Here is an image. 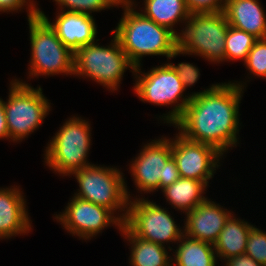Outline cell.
Wrapping results in <instances>:
<instances>
[{"instance_id":"1","label":"cell","mask_w":266,"mask_h":266,"mask_svg":"<svg viewBox=\"0 0 266 266\" xmlns=\"http://www.w3.org/2000/svg\"><path fill=\"white\" fill-rule=\"evenodd\" d=\"M237 82L216 83L192 92L184 113L173 126L185 138L212 145L223 155L237 147L239 105L246 87V82Z\"/></svg>"},{"instance_id":"2","label":"cell","mask_w":266,"mask_h":266,"mask_svg":"<svg viewBox=\"0 0 266 266\" xmlns=\"http://www.w3.org/2000/svg\"><path fill=\"white\" fill-rule=\"evenodd\" d=\"M134 1L119 3L124 11L123 16L111 33L117 37L135 67L141 66L143 56L162 55L168 59L171 52L178 47L177 35L135 10L138 4Z\"/></svg>"},{"instance_id":"3","label":"cell","mask_w":266,"mask_h":266,"mask_svg":"<svg viewBox=\"0 0 266 266\" xmlns=\"http://www.w3.org/2000/svg\"><path fill=\"white\" fill-rule=\"evenodd\" d=\"M229 23L223 11L192 13L179 32L178 47L169 59L178 55L200 56L210 63L225 61V40Z\"/></svg>"},{"instance_id":"4","label":"cell","mask_w":266,"mask_h":266,"mask_svg":"<svg viewBox=\"0 0 266 266\" xmlns=\"http://www.w3.org/2000/svg\"><path fill=\"white\" fill-rule=\"evenodd\" d=\"M91 126L80 117H71L48 142L44 160L48 168L62 176L92 165L87 160L91 144Z\"/></svg>"},{"instance_id":"5","label":"cell","mask_w":266,"mask_h":266,"mask_svg":"<svg viewBox=\"0 0 266 266\" xmlns=\"http://www.w3.org/2000/svg\"><path fill=\"white\" fill-rule=\"evenodd\" d=\"M142 66L135 67L133 75L136 78L134 91L142 102L155 105H170L171 111L161 118L164 123L175 124L185 111L191 100V95H185V88L177 72L169 63L152 67L150 71L142 72Z\"/></svg>"},{"instance_id":"6","label":"cell","mask_w":266,"mask_h":266,"mask_svg":"<svg viewBox=\"0 0 266 266\" xmlns=\"http://www.w3.org/2000/svg\"><path fill=\"white\" fill-rule=\"evenodd\" d=\"M79 184L74 196L111 210L124 223L131 195L119 168L95 164L73 172ZM118 210V212H117ZM119 211L121 214H119Z\"/></svg>"},{"instance_id":"7","label":"cell","mask_w":266,"mask_h":266,"mask_svg":"<svg viewBox=\"0 0 266 266\" xmlns=\"http://www.w3.org/2000/svg\"><path fill=\"white\" fill-rule=\"evenodd\" d=\"M129 68L134 73L135 66L130 62L115 35L111 43L105 47L96 41L74 53L73 75L91 78L111 92L117 91L124 72Z\"/></svg>"},{"instance_id":"8","label":"cell","mask_w":266,"mask_h":266,"mask_svg":"<svg viewBox=\"0 0 266 266\" xmlns=\"http://www.w3.org/2000/svg\"><path fill=\"white\" fill-rule=\"evenodd\" d=\"M31 59L29 77L73 75L74 53L58 38L55 30L38 13L28 19Z\"/></svg>"},{"instance_id":"9","label":"cell","mask_w":266,"mask_h":266,"mask_svg":"<svg viewBox=\"0 0 266 266\" xmlns=\"http://www.w3.org/2000/svg\"><path fill=\"white\" fill-rule=\"evenodd\" d=\"M4 110L10 141L21 142L44 122L51 111V103L43 95L42 88H33L21 79H12Z\"/></svg>"},{"instance_id":"10","label":"cell","mask_w":266,"mask_h":266,"mask_svg":"<svg viewBox=\"0 0 266 266\" xmlns=\"http://www.w3.org/2000/svg\"><path fill=\"white\" fill-rule=\"evenodd\" d=\"M129 165L134 184L141 193H151L172 185L180 178L172 156L171 138L166 136L144 144Z\"/></svg>"},{"instance_id":"11","label":"cell","mask_w":266,"mask_h":266,"mask_svg":"<svg viewBox=\"0 0 266 266\" xmlns=\"http://www.w3.org/2000/svg\"><path fill=\"white\" fill-rule=\"evenodd\" d=\"M135 199V200H134ZM130 199L125 222L123 223L135 236L166 247L167 243H176L184 235L180 225L166 208L156 202L143 198Z\"/></svg>"},{"instance_id":"12","label":"cell","mask_w":266,"mask_h":266,"mask_svg":"<svg viewBox=\"0 0 266 266\" xmlns=\"http://www.w3.org/2000/svg\"><path fill=\"white\" fill-rule=\"evenodd\" d=\"M54 217L68 233L85 241L113 224L119 231L123 226V222L111 210L76 196H73L62 213Z\"/></svg>"},{"instance_id":"13","label":"cell","mask_w":266,"mask_h":266,"mask_svg":"<svg viewBox=\"0 0 266 266\" xmlns=\"http://www.w3.org/2000/svg\"><path fill=\"white\" fill-rule=\"evenodd\" d=\"M171 151L180 177L202 181L207 186L223 158L212 145L189 140L179 132L171 139Z\"/></svg>"},{"instance_id":"14","label":"cell","mask_w":266,"mask_h":266,"mask_svg":"<svg viewBox=\"0 0 266 266\" xmlns=\"http://www.w3.org/2000/svg\"><path fill=\"white\" fill-rule=\"evenodd\" d=\"M39 14L55 30L62 43L75 53L81 47L99 41L96 21L91 15L59 10L53 22L39 8Z\"/></svg>"},{"instance_id":"15","label":"cell","mask_w":266,"mask_h":266,"mask_svg":"<svg viewBox=\"0 0 266 266\" xmlns=\"http://www.w3.org/2000/svg\"><path fill=\"white\" fill-rule=\"evenodd\" d=\"M232 213L207 198L192 211L185 213L184 235L214 244Z\"/></svg>"},{"instance_id":"16","label":"cell","mask_w":266,"mask_h":266,"mask_svg":"<svg viewBox=\"0 0 266 266\" xmlns=\"http://www.w3.org/2000/svg\"><path fill=\"white\" fill-rule=\"evenodd\" d=\"M12 186L0 188V239H9L16 235H25L32 229L27 212L25 196L19 188ZM22 192V193H21Z\"/></svg>"},{"instance_id":"17","label":"cell","mask_w":266,"mask_h":266,"mask_svg":"<svg viewBox=\"0 0 266 266\" xmlns=\"http://www.w3.org/2000/svg\"><path fill=\"white\" fill-rule=\"evenodd\" d=\"M259 0H225L224 14L230 26L266 38V14Z\"/></svg>"},{"instance_id":"18","label":"cell","mask_w":266,"mask_h":266,"mask_svg":"<svg viewBox=\"0 0 266 266\" xmlns=\"http://www.w3.org/2000/svg\"><path fill=\"white\" fill-rule=\"evenodd\" d=\"M253 225L236 218L234 213L227 219L217 241L213 244L217 259L222 262L241 254H245L248 234Z\"/></svg>"},{"instance_id":"19","label":"cell","mask_w":266,"mask_h":266,"mask_svg":"<svg viewBox=\"0 0 266 266\" xmlns=\"http://www.w3.org/2000/svg\"><path fill=\"white\" fill-rule=\"evenodd\" d=\"M206 189L207 185L202 181L180 177L161 191L171 207L186 213L207 199L203 195Z\"/></svg>"},{"instance_id":"20","label":"cell","mask_w":266,"mask_h":266,"mask_svg":"<svg viewBox=\"0 0 266 266\" xmlns=\"http://www.w3.org/2000/svg\"><path fill=\"white\" fill-rule=\"evenodd\" d=\"M120 232L131 246V266H172L166 247L135 236L124 224Z\"/></svg>"},{"instance_id":"21","label":"cell","mask_w":266,"mask_h":266,"mask_svg":"<svg viewBox=\"0 0 266 266\" xmlns=\"http://www.w3.org/2000/svg\"><path fill=\"white\" fill-rule=\"evenodd\" d=\"M179 243V244H178ZM171 257L172 266H216L217 256L214 245L183 235L177 242Z\"/></svg>"},{"instance_id":"22","label":"cell","mask_w":266,"mask_h":266,"mask_svg":"<svg viewBox=\"0 0 266 266\" xmlns=\"http://www.w3.org/2000/svg\"><path fill=\"white\" fill-rule=\"evenodd\" d=\"M141 13L158 25L167 27L177 36L179 32L173 28L178 22L184 23L190 17L185 0H144Z\"/></svg>"},{"instance_id":"23","label":"cell","mask_w":266,"mask_h":266,"mask_svg":"<svg viewBox=\"0 0 266 266\" xmlns=\"http://www.w3.org/2000/svg\"><path fill=\"white\" fill-rule=\"evenodd\" d=\"M257 40L254 35L229 25L225 40V61H245Z\"/></svg>"},{"instance_id":"24","label":"cell","mask_w":266,"mask_h":266,"mask_svg":"<svg viewBox=\"0 0 266 266\" xmlns=\"http://www.w3.org/2000/svg\"><path fill=\"white\" fill-rule=\"evenodd\" d=\"M58 5L59 10L78 12L82 14L92 15V12H100L102 10L113 7L119 8L120 2H131V0H53ZM65 8V9H64Z\"/></svg>"},{"instance_id":"25","label":"cell","mask_w":266,"mask_h":266,"mask_svg":"<svg viewBox=\"0 0 266 266\" xmlns=\"http://www.w3.org/2000/svg\"><path fill=\"white\" fill-rule=\"evenodd\" d=\"M249 75L266 79V38L258 39L243 62Z\"/></svg>"},{"instance_id":"26","label":"cell","mask_w":266,"mask_h":266,"mask_svg":"<svg viewBox=\"0 0 266 266\" xmlns=\"http://www.w3.org/2000/svg\"><path fill=\"white\" fill-rule=\"evenodd\" d=\"M245 254L266 266V232L253 226L248 234Z\"/></svg>"},{"instance_id":"27","label":"cell","mask_w":266,"mask_h":266,"mask_svg":"<svg viewBox=\"0 0 266 266\" xmlns=\"http://www.w3.org/2000/svg\"><path fill=\"white\" fill-rule=\"evenodd\" d=\"M170 66L177 72L180 81L182 82L185 90L188 87L196 84L200 77V71L198 67L193 65L192 63L181 62L178 65H174V63H169Z\"/></svg>"},{"instance_id":"28","label":"cell","mask_w":266,"mask_h":266,"mask_svg":"<svg viewBox=\"0 0 266 266\" xmlns=\"http://www.w3.org/2000/svg\"><path fill=\"white\" fill-rule=\"evenodd\" d=\"M34 0H0V12H18L27 9V19H31L39 13V8Z\"/></svg>"},{"instance_id":"29","label":"cell","mask_w":266,"mask_h":266,"mask_svg":"<svg viewBox=\"0 0 266 266\" xmlns=\"http://www.w3.org/2000/svg\"><path fill=\"white\" fill-rule=\"evenodd\" d=\"M190 13H215L224 11L225 0H185Z\"/></svg>"},{"instance_id":"30","label":"cell","mask_w":266,"mask_h":266,"mask_svg":"<svg viewBox=\"0 0 266 266\" xmlns=\"http://www.w3.org/2000/svg\"><path fill=\"white\" fill-rule=\"evenodd\" d=\"M224 262V266H263L246 254L231 257Z\"/></svg>"},{"instance_id":"31","label":"cell","mask_w":266,"mask_h":266,"mask_svg":"<svg viewBox=\"0 0 266 266\" xmlns=\"http://www.w3.org/2000/svg\"><path fill=\"white\" fill-rule=\"evenodd\" d=\"M0 139H9V131L6 122L5 110H4V101L0 98Z\"/></svg>"}]
</instances>
